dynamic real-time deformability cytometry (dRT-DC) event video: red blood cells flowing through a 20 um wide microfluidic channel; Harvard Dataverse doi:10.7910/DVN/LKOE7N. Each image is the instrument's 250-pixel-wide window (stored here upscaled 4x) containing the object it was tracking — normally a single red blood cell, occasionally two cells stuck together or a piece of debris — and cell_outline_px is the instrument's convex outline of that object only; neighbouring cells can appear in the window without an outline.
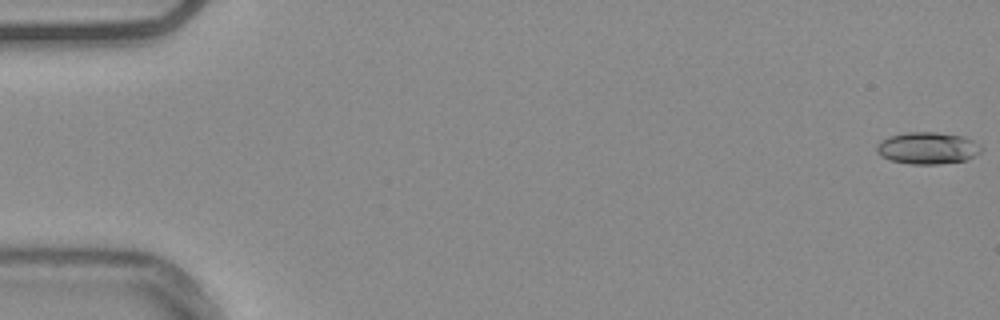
{"species": "common noctule bat (a hibernating species)", "species_latin": "Nyctalus noctula", "temperature_condition": "warm", "stored_images_in_passage": 55, "camera_frame_rate_fps": 3000, "um_per_image_px": 0.085, "animal": {"sex": "male", "body_mass_g": 20.4}, "frame": {"image": 1, "passage_image": 1, "time_ms": 0.0, "image_size_px": [1000, 320], "cell_outline_px": [[984, 148], [980, 152], [968, 160], [940, 164], [908, 164], [892, 160], [880, 156], [876, 152], [876, 148], [880, 140], [888, 136], [908, 132], [936, 132], [964, 136], [980, 144]], "centroid_in_image_um": [78.86, 12.59], "position_along_channel_um": 6.1, "area_um2": 19.71}}
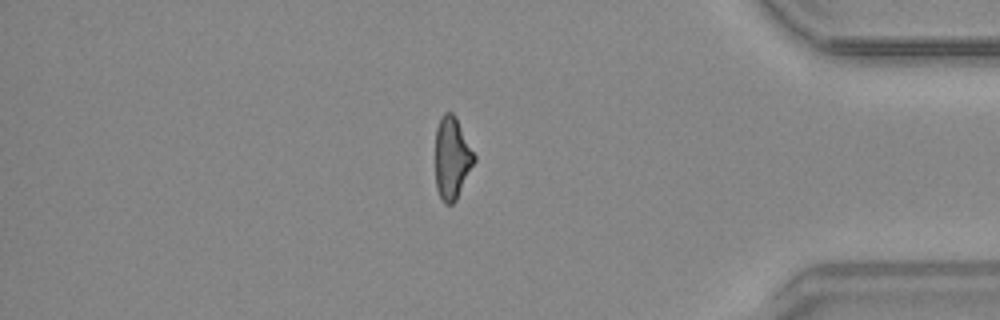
{"frame": {"image": 2, "passage_image": 47, "time_ms": 15.333, "image_size_px": [1000, 320], "cell_outline_px": [[476, 160], [456, 200], [452, 204], [444, 204], [436, 188], [436, 128], [440, 116], [444, 112], [452, 112], [456, 116], [476, 156]], "centroid_in_image_um": [38.42, 13.41], "position_along_channel_um": 396.8, "area_um2": 18.73}}
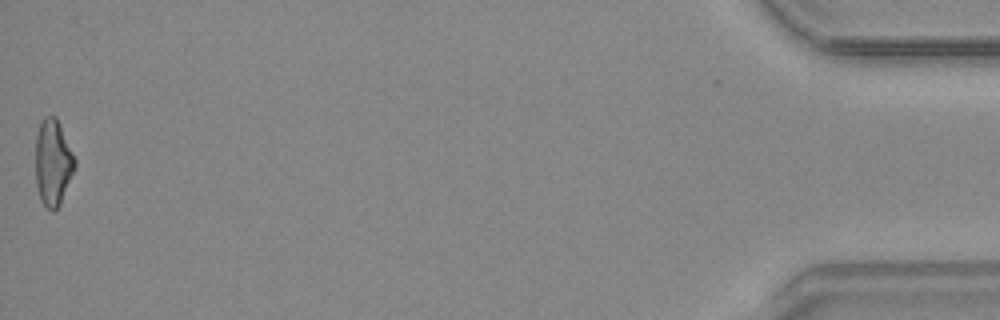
{"frame": {"image": 3, "passage_image": 55, "time_ms": 18.0, "image_size_px": [1000, 320], "cell_outline_px": [[76, 164], [60, 204], [52, 212], [40, 200], [36, 184], [36, 136], [40, 124], [44, 116], [56, 116], [76, 160]], "centroid_in_image_um": [4.49, 13.81], "position_along_channel_um": 430.7, "area_um2": 19.48}, "authors_computed_cell_mechanics": {"area_um2": 19.1896, "velocity_mm_per_s": 3.7714, "shape_relaxation_time_tau1_ms": 7.2395, "shape_relaxation_time_tau2_ms": 3.2555, "deformation_change_tau1": 0.1733, "deformation_change_tau2": 0.1219}}